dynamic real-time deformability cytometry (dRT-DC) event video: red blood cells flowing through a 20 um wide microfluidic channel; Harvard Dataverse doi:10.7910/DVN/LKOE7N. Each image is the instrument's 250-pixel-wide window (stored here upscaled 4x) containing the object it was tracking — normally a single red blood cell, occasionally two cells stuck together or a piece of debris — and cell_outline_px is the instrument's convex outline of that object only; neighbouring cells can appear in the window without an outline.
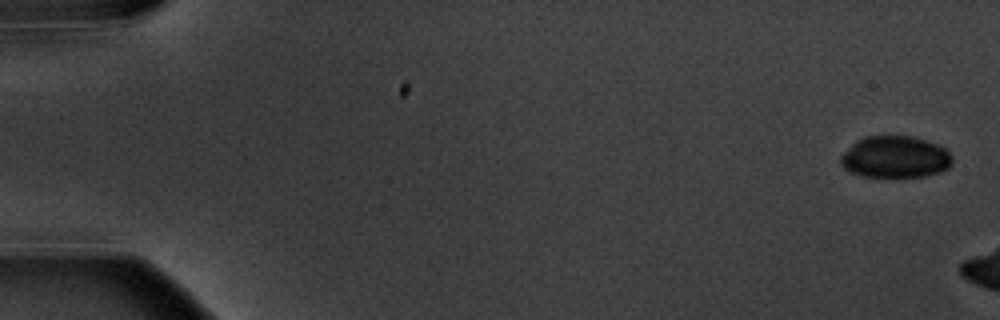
{"species": "common noctule bat (a hibernating species)", "species_latin": "Nyctalus noctula", "temperature_condition": "warm", "stored_images_in_passage": 3, "camera_frame_rate_fps": 3000, "um_per_image_px": 0.085, "animal": {"sex": "male", "body_mass_g": 20.1, "forearm_length_mm": 53.5}, "frame": {"image": 1, "passage_image": 1, "time_ms": 0.0, "image_size_px": [1000, 320], "cell_outline_px": [[952, 164], [948, 168], [940, 172], [924, 176], [864, 176], [848, 172], [840, 164], [840, 156], [856, 140], [864, 136], [912, 136], [928, 140], [940, 144], [952, 156]], "centroid_in_image_um": [76.09, 13.33], "position_along_channel_um": 8.9, "area_um2": 27.34}}